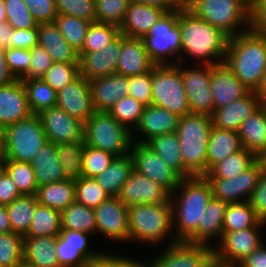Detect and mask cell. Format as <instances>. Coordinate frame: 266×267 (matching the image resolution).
I'll return each mask as SVG.
<instances>
[{
    "label": "cell",
    "mask_w": 266,
    "mask_h": 267,
    "mask_svg": "<svg viewBox=\"0 0 266 267\" xmlns=\"http://www.w3.org/2000/svg\"><path fill=\"white\" fill-rule=\"evenodd\" d=\"M177 24L180 29V60L186 53L188 56L201 60L200 63L203 65L212 66L224 62L229 36L221 29L199 18L184 6L178 9Z\"/></svg>",
    "instance_id": "6da1fadb"
},
{
    "label": "cell",
    "mask_w": 266,
    "mask_h": 267,
    "mask_svg": "<svg viewBox=\"0 0 266 267\" xmlns=\"http://www.w3.org/2000/svg\"><path fill=\"white\" fill-rule=\"evenodd\" d=\"M212 197L211 186L204 176L181 180L170 200L175 241L196 243V229Z\"/></svg>",
    "instance_id": "7a4b0ae2"
},
{
    "label": "cell",
    "mask_w": 266,
    "mask_h": 267,
    "mask_svg": "<svg viewBox=\"0 0 266 267\" xmlns=\"http://www.w3.org/2000/svg\"><path fill=\"white\" fill-rule=\"evenodd\" d=\"M224 62L250 91L256 92L266 69V35L251 28L229 37Z\"/></svg>",
    "instance_id": "3957f363"
},
{
    "label": "cell",
    "mask_w": 266,
    "mask_h": 267,
    "mask_svg": "<svg viewBox=\"0 0 266 267\" xmlns=\"http://www.w3.org/2000/svg\"><path fill=\"white\" fill-rule=\"evenodd\" d=\"M212 126V117L208 115L190 112L180 117L176 133L183 168L191 176L207 173V144Z\"/></svg>",
    "instance_id": "277c9868"
},
{
    "label": "cell",
    "mask_w": 266,
    "mask_h": 267,
    "mask_svg": "<svg viewBox=\"0 0 266 267\" xmlns=\"http://www.w3.org/2000/svg\"><path fill=\"white\" fill-rule=\"evenodd\" d=\"M129 242L139 241L156 245L164 242L172 234L171 241H175L172 231L171 203L165 204H136L128 207Z\"/></svg>",
    "instance_id": "5b68a950"
},
{
    "label": "cell",
    "mask_w": 266,
    "mask_h": 267,
    "mask_svg": "<svg viewBox=\"0 0 266 267\" xmlns=\"http://www.w3.org/2000/svg\"><path fill=\"white\" fill-rule=\"evenodd\" d=\"M133 131L108 112H94L84 123V143L119 157L130 153Z\"/></svg>",
    "instance_id": "8992f818"
},
{
    "label": "cell",
    "mask_w": 266,
    "mask_h": 267,
    "mask_svg": "<svg viewBox=\"0 0 266 267\" xmlns=\"http://www.w3.org/2000/svg\"><path fill=\"white\" fill-rule=\"evenodd\" d=\"M188 8L229 37L251 29V11L240 0H194Z\"/></svg>",
    "instance_id": "52a82bcc"
},
{
    "label": "cell",
    "mask_w": 266,
    "mask_h": 267,
    "mask_svg": "<svg viewBox=\"0 0 266 267\" xmlns=\"http://www.w3.org/2000/svg\"><path fill=\"white\" fill-rule=\"evenodd\" d=\"M7 160L30 163L48 141L37 114L3 129Z\"/></svg>",
    "instance_id": "ba28073f"
},
{
    "label": "cell",
    "mask_w": 266,
    "mask_h": 267,
    "mask_svg": "<svg viewBox=\"0 0 266 267\" xmlns=\"http://www.w3.org/2000/svg\"><path fill=\"white\" fill-rule=\"evenodd\" d=\"M179 64L156 65L152 69L151 105L184 116L190 113V108Z\"/></svg>",
    "instance_id": "9c48e42d"
},
{
    "label": "cell",
    "mask_w": 266,
    "mask_h": 267,
    "mask_svg": "<svg viewBox=\"0 0 266 267\" xmlns=\"http://www.w3.org/2000/svg\"><path fill=\"white\" fill-rule=\"evenodd\" d=\"M178 10L165 13L161 19L152 25L143 38L146 51L156 65H175L181 59L180 29ZM178 57L174 62L167 57ZM176 61V62H175Z\"/></svg>",
    "instance_id": "30bf717a"
},
{
    "label": "cell",
    "mask_w": 266,
    "mask_h": 267,
    "mask_svg": "<svg viewBox=\"0 0 266 267\" xmlns=\"http://www.w3.org/2000/svg\"><path fill=\"white\" fill-rule=\"evenodd\" d=\"M266 223L261 221L256 227L235 232H223L219 247H213L214 263L220 267H236L242 260L260 247L263 240L260 228Z\"/></svg>",
    "instance_id": "8fae6325"
},
{
    "label": "cell",
    "mask_w": 266,
    "mask_h": 267,
    "mask_svg": "<svg viewBox=\"0 0 266 267\" xmlns=\"http://www.w3.org/2000/svg\"><path fill=\"white\" fill-rule=\"evenodd\" d=\"M166 250L155 259L149 260L147 267H214L213 246L169 241ZM150 262V263H149Z\"/></svg>",
    "instance_id": "7c38bea8"
},
{
    "label": "cell",
    "mask_w": 266,
    "mask_h": 267,
    "mask_svg": "<svg viewBox=\"0 0 266 267\" xmlns=\"http://www.w3.org/2000/svg\"><path fill=\"white\" fill-rule=\"evenodd\" d=\"M265 166L263 158H258L249 168L235 177L229 179H207L211 186L213 197L227 203L249 201Z\"/></svg>",
    "instance_id": "4fadbf2b"
},
{
    "label": "cell",
    "mask_w": 266,
    "mask_h": 267,
    "mask_svg": "<svg viewBox=\"0 0 266 267\" xmlns=\"http://www.w3.org/2000/svg\"><path fill=\"white\" fill-rule=\"evenodd\" d=\"M130 155L133 160V170L160 184L171 194L178 187L183 177L149 146L133 142Z\"/></svg>",
    "instance_id": "5bb4252c"
},
{
    "label": "cell",
    "mask_w": 266,
    "mask_h": 267,
    "mask_svg": "<svg viewBox=\"0 0 266 267\" xmlns=\"http://www.w3.org/2000/svg\"><path fill=\"white\" fill-rule=\"evenodd\" d=\"M204 66V68H203ZM180 72L185 86L191 113L212 116L214 102L211 92V66L202 65V68H184Z\"/></svg>",
    "instance_id": "9a60e30c"
},
{
    "label": "cell",
    "mask_w": 266,
    "mask_h": 267,
    "mask_svg": "<svg viewBox=\"0 0 266 267\" xmlns=\"http://www.w3.org/2000/svg\"><path fill=\"white\" fill-rule=\"evenodd\" d=\"M49 142L57 144L84 141V123L57 106L37 114Z\"/></svg>",
    "instance_id": "2e32d148"
},
{
    "label": "cell",
    "mask_w": 266,
    "mask_h": 267,
    "mask_svg": "<svg viewBox=\"0 0 266 267\" xmlns=\"http://www.w3.org/2000/svg\"><path fill=\"white\" fill-rule=\"evenodd\" d=\"M89 235L78 230H61L54 248L61 267H87L97 257L100 252L88 247Z\"/></svg>",
    "instance_id": "e0dca14e"
},
{
    "label": "cell",
    "mask_w": 266,
    "mask_h": 267,
    "mask_svg": "<svg viewBox=\"0 0 266 267\" xmlns=\"http://www.w3.org/2000/svg\"><path fill=\"white\" fill-rule=\"evenodd\" d=\"M94 211L97 232L117 242L129 241L128 207L117 196H109Z\"/></svg>",
    "instance_id": "ac0fdd59"
},
{
    "label": "cell",
    "mask_w": 266,
    "mask_h": 267,
    "mask_svg": "<svg viewBox=\"0 0 266 267\" xmlns=\"http://www.w3.org/2000/svg\"><path fill=\"white\" fill-rule=\"evenodd\" d=\"M117 197L130 207L136 204L170 203L171 193L160 184L133 170Z\"/></svg>",
    "instance_id": "d6986e66"
},
{
    "label": "cell",
    "mask_w": 266,
    "mask_h": 267,
    "mask_svg": "<svg viewBox=\"0 0 266 267\" xmlns=\"http://www.w3.org/2000/svg\"><path fill=\"white\" fill-rule=\"evenodd\" d=\"M121 50V33L100 51L78 52L79 73L87 80L106 77L117 72Z\"/></svg>",
    "instance_id": "ffe728a7"
},
{
    "label": "cell",
    "mask_w": 266,
    "mask_h": 267,
    "mask_svg": "<svg viewBox=\"0 0 266 267\" xmlns=\"http://www.w3.org/2000/svg\"><path fill=\"white\" fill-rule=\"evenodd\" d=\"M58 108L63 109L72 117L85 123L89 117L95 112L89 80L79 75L71 83L63 87L57 92Z\"/></svg>",
    "instance_id": "44dd1931"
},
{
    "label": "cell",
    "mask_w": 266,
    "mask_h": 267,
    "mask_svg": "<svg viewBox=\"0 0 266 267\" xmlns=\"http://www.w3.org/2000/svg\"><path fill=\"white\" fill-rule=\"evenodd\" d=\"M211 92L214 110L246 96L250 90L235 76L225 62L211 66Z\"/></svg>",
    "instance_id": "7402d4cb"
},
{
    "label": "cell",
    "mask_w": 266,
    "mask_h": 267,
    "mask_svg": "<svg viewBox=\"0 0 266 267\" xmlns=\"http://www.w3.org/2000/svg\"><path fill=\"white\" fill-rule=\"evenodd\" d=\"M31 115L26 89L21 79L0 86V129Z\"/></svg>",
    "instance_id": "603a6c76"
},
{
    "label": "cell",
    "mask_w": 266,
    "mask_h": 267,
    "mask_svg": "<svg viewBox=\"0 0 266 267\" xmlns=\"http://www.w3.org/2000/svg\"><path fill=\"white\" fill-rule=\"evenodd\" d=\"M129 77L113 74L89 80L94 110L108 112L121 98L128 96Z\"/></svg>",
    "instance_id": "cb8c5ba5"
},
{
    "label": "cell",
    "mask_w": 266,
    "mask_h": 267,
    "mask_svg": "<svg viewBox=\"0 0 266 267\" xmlns=\"http://www.w3.org/2000/svg\"><path fill=\"white\" fill-rule=\"evenodd\" d=\"M156 64L146 51L143 39L128 38L121 33V50L118 57L117 74L137 76L152 70Z\"/></svg>",
    "instance_id": "d4e9b609"
},
{
    "label": "cell",
    "mask_w": 266,
    "mask_h": 267,
    "mask_svg": "<svg viewBox=\"0 0 266 267\" xmlns=\"http://www.w3.org/2000/svg\"><path fill=\"white\" fill-rule=\"evenodd\" d=\"M260 107V97L250 91L246 96L231 102L228 106L214 110L212 124L214 127L239 132L241 123Z\"/></svg>",
    "instance_id": "484cf974"
},
{
    "label": "cell",
    "mask_w": 266,
    "mask_h": 267,
    "mask_svg": "<svg viewBox=\"0 0 266 267\" xmlns=\"http://www.w3.org/2000/svg\"><path fill=\"white\" fill-rule=\"evenodd\" d=\"M180 117L178 114L156 105L145 106L140 122L136 126V130L138 129L145 138L140 140L138 138L133 142L146 144L156 136L175 133Z\"/></svg>",
    "instance_id": "4316f807"
},
{
    "label": "cell",
    "mask_w": 266,
    "mask_h": 267,
    "mask_svg": "<svg viewBox=\"0 0 266 267\" xmlns=\"http://www.w3.org/2000/svg\"><path fill=\"white\" fill-rule=\"evenodd\" d=\"M166 12L156 7L130 2L120 33L128 38L143 39L152 25L157 23Z\"/></svg>",
    "instance_id": "83f0119b"
},
{
    "label": "cell",
    "mask_w": 266,
    "mask_h": 267,
    "mask_svg": "<svg viewBox=\"0 0 266 267\" xmlns=\"http://www.w3.org/2000/svg\"><path fill=\"white\" fill-rule=\"evenodd\" d=\"M38 45L55 63H79L78 51L65 40L55 22L38 24Z\"/></svg>",
    "instance_id": "f1b7e54d"
},
{
    "label": "cell",
    "mask_w": 266,
    "mask_h": 267,
    "mask_svg": "<svg viewBox=\"0 0 266 267\" xmlns=\"http://www.w3.org/2000/svg\"><path fill=\"white\" fill-rule=\"evenodd\" d=\"M30 165L34 170L37 186L67 179L57 155V145L47 141Z\"/></svg>",
    "instance_id": "f546056e"
},
{
    "label": "cell",
    "mask_w": 266,
    "mask_h": 267,
    "mask_svg": "<svg viewBox=\"0 0 266 267\" xmlns=\"http://www.w3.org/2000/svg\"><path fill=\"white\" fill-rule=\"evenodd\" d=\"M238 135L243 148L257 158L266 155V114L261 106L241 123Z\"/></svg>",
    "instance_id": "4dcf8cb0"
},
{
    "label": "cell",
    "mask_w": 266,
    "mask_h": 267,
    "mask_svg": "<svg viewBox=\"0 0 266 267\" xmlns=\"http://www.w3.org/2000/svg\"><path fill=\"white\" fill-rule=\"evenodd\" d=\"M57 236L23 237V264L30 267H61L55 254Z\"/></svg>",
    "instance_id": "1f68e13d"
},
{
    "label": "cell",
    "mask_w": 266,
    "mask_h": 267,
    "mask_svg": "<svg viewBox=\"0 0 266 267\" xmlns=\"http://www.w3.org/2000/svg\"><path fill=\"white\" fill-rule=\"evenodd\" d=\"M242 149L243 146L237 132L212 126L207 144V172L229 155Z\"/></svg>",
    "instance_id": "d6a6232c"
},
{
    "label": "cell",
    "mask_w": 266,
    "mask_h": 267,
    "mask_svg": "<svg viewBox=\"0 0 266 267\" xmlns=\"http://www.w3.org/2000/svg\"><path fill=\"white\" fill-rule=\"evenodd\" d=\"M228 203L212 197L205 208L202 222L196 229V244L209 245L211 239L222 237L223 222Z\"/></svg>",
    "instance_id": "836d02e7"
},
{
    "label": "cell",
    "mask_w": 266,
    "mask_h": 267,
    "mask_svg": "<svg viewBox=\"0 0 266 267\" xmlns=\"http://www.w3.org/2000/svg\"><path fill=\"white\" fill-rule=\"evenodd\" d=\"M36 198L39 204L61 212L75 202V179L38 186Z\"/></svg>",
    "instance_id": "e575fe53"
},
{
    "label": "cell",
    "mask_w": 266,
    "mask_h": 267,
    "mask_svg": "<svg viewBox=\"0 0 266 267\" xmlns=\"http://www.w3.org/2000/svg\"><path fill=\"white\" fill-rule=\"evenodd\" d=\"M132 171L133 160L129 153L115 157L111 164L95 177V180L109 196H118Z\"/></svg>",
    "instance_id": "d590c367"
},
{
    "label": "cell",
    "mask_w": 266,
    "mask_h": 267,
    "mask_svg": "<svg viewBox=\"0 0 266 267\" xmlns=\"http://www.w3.org/2000/svg\"><path fill=\"white\" fill-rule=\"evenodd\" d=\"M161 159L175 169L183 178L192 177L183 168L180 144L177 133L156 136L146 143Z\"/></svg>",
    "instance_id": "8d00e7d4"
},
{
    "label": "cell",
    "mask_w": 266,
    "mask_h": 267,
    "mask_svg": "<svg viewBox=\"0 0 266 267\" xmlns=\"http://www.w3.org/2000/svg\"><path fill=\"white\" fill-rule=\"evenodd\" d=\"M61 228L78 230L87 234L97 232L94 208L87 207L76 201L61 211Z\"/></svg>",
    "instance_id": "74e56055"
},
{
    "label": "cell",
    "mask_w": 266,
    "mask_h": 267,
    "mask_svg": "<svg viewBox=\"0 0 266 267\" xmlns=\"http://www.w3.org/2000/svg\"><path fill=\"white\" fill-rule=\"evenodd\" d=\"M36 204V195H21L6 206L12 232L26 235L34 217Z\"/></svg>",
    "instance_id": "f35d334b"
},
{
    "label": "cell",
    "mask_w": 266,
    "mask_h": 267,
    "mask_svg": "<svg viewBox=\"0 0 266 267\" xmlns=\"http://www.w3.org/2000/svg\"><path fill=\"white\" fill-rule=\"evenodd\" d=\"M257 159L252 152L243 148L214 165L204 177L206 179H229L235 177L249 168Z\"/></svg>",
    "instance_id": "ab89813d"
},
{
    "label": "cell",
    "mask_w": 266,
    "mask_h": 267,
    "mask_svg": "<svg viewBox=\"0 0 266 267\" xmlns=\"http://www.w3.org/2000/svg\"><path fill=\"white\" fill-rule=\"evenodd\" d=\"M61 230V212L37 202L31 226L23 237L58 236Z\"/></svg>",
    "instance_id": "60d3db41"
},
{
    "label": "cell",
    "mask_w": 266,
    "mask_h": 267,
    "mask_svg": "<svg viewBox=\"0 0 266 267\" xmlns=\"http://www.w3.org/2000/svg\"><path fill=\"white\" fill-rule=\"evenodd\" d=\"M27 93L28 105L32 114L57 105V92L42 78L21 79Z\"/></svg>",
    "instance_id": "b9f144b4"
},
{
    "label": "cell",
    "mask_w": 266,
    "mask_h": 267,
    "mask_svg": "<svg viewBox=\"0 0 266 267\" xmlns=\"http://www.w3.org/2000/svg\"><path fill=\"white\" fill-rule=\"evenodd\" d=\"M261 220L248 201L228 203L223 222V232H235L256 227Z\"/></svg>",
    "instance_id": "7bdbcfd3"
},
{
    "label": "cell",
    "mask_w": 266,
    "mask_h": 267,
    "mask_svg": "<svg viewBox=\"0 0 266 267\" xmlns=\"http://www.w3.org/2000/svg\"><path fill=\"white\" fill-rule=\"evenodd\" d=\"M54 22L69 45L79 52L91 22L64 14H58Z\"/></svg>",
    "instance_id": "ee69618b"
},
{
    "label": "cell",
    "mask_w": 266,
    "mask_h": 267,
    "mask_svg": "<svg viewBox=\"0 0 266 267\" xmlns=\"http://www.w3.org/2000/svg\"><path fill=\"white\" fill-rule=\"evenodd\" d=\"M84 141L57 144V155L65 175L69 179H77L83 172Z\"/></svg>",
    "instance_id": "f6af8a7d"
},
{
    "label": "cell",
    "mask_w": 266,
    "mask_h": 267,
    "mask_svg": "<svg viewBox=\"0 0 266 267\" xmlns=\"http://www.w3.org/2000/svg\"><path fill=\"white\" fill-rule=\"evenodd\" d=\"M4 171L16 183L22 195H36L37 181L34 170L29 163L6 160Z\"/></svg>",
    "instance_id": "bcb514c9"
},
{
    "label": "cell",
    "mask_w": 266,
    "mask_h": 267,
    "mask_svg": "<svg viewBox=\"0 0 266 267\" xmlns=\"http://www.w3.org/2000/svg\"><path fill=\"white\" fill-rule=\"evenodd\" d=\"M120 34L117 26L102 23L91 22L83 44L79 52L101 51L105 45L114 40Z\"/></svg>",
    "instance_id": "7dc6e473"
},
{
    "label": "cell",
    "mask_w": 266,
    "mask_h": 267,
    "mask_svg": "<svg viewBox=\"0 0 266 267\" xmlns=\"http://www.w3.org/2000/svg\"><path fill=\"white\" fill-rule=\"evenodd\" d=\"M109 195L97 183L95 178L80 176L75 179V201L87 207L96 208Z\"/></svg>",
    "instance_id": "c3c4849f"
},
{
    "label": "cell",
    "mask_w": 266,
    "mask_h": 267,
    "mask_svg": "<svg viewBox=\"0 0 266 267\" xmlns=\"http://www.w3.org/2000/svg\"><path fill=\"white\" fill-rule=\"evenodd\" d=\"M23 236L14 232L0 234V267H19L23 263Z\"/></svg>",
    "instance_id": "681fc988"
},
{
    "label": "cell",
    "mask_w": 266,
    "mask_h": 267,
    "mask_svg": "<svg viewBox=\"0 0 266 267\" xmlns=\"http://www.w3.org/2000/svg\"><path fill=\"white\" fill-rule=\"evenodd\" d=\"M144 108L145 105L141 102L131 96H126L119 99L108 113L119 123L133 131L132 127H136L139 124ZM131 124H133L132 127L129 126Z\"/></svg>",
    "instance_id": "f907efd6"
},
{
    "label": "cell",
    "mask_w": 266,
    "mask_h": 267,
    "mask_svg": "<svg viewBox=\"0 0 266 267\" xmlns=\"http://www.w3.org/2000/svg\"><path fill=\"white\" fill-rule=\"evenodd\" d=\"M131 0H95L96 22L121 27Z\"/></svg>",
    "instance_id": "816d5d0a"
},
{
    "label": "cell",
    "mask_w": 266,
    "mask_h": 267,
    "mask_svg": "<svg viewBox=\"0 0 266 267\" xmlns=\"http://www.w3.org/2000/svg\"><path fill=\"white\" fill-rule=\"evenodd\" d=\"M115 157L109 152L93 148L84 143L83 172L81 176L95 178L111 164Z\"/></svg>",
    "instance_id": "f5cc1de1"
},
{
    "label": "cell",
    "mask_w": 266,
    "mask_h": 267,
    "mask_svg": "<svg viewBox=\"0 0 266 267\" xmlns=\"http://www.w3.org/2000/svg\"><path fill=\"white\" fill-rule=\"evenodd\" d=\"M79 73V63H53L42 79L56 92L75 80Z\"/></svg>",
    "instance_id": "db71d44e"
},
{
    "label": "cell",
    "mask_w": 266,
    "mask_h": 267,
    "mask_svg": "<svg viewBox=\"0 0 266 267\" xmlns=\"http://www.w3.org/2000/svg\"><path fill=\"white\" fill-rule=\"evenodd\" d=\"M6 22L13 29H29L38 26L23 0H4Z\"/></svg>",
    "instance_id": "11a10c76"
},
{
    "label": "cell",
    "mask_w": 266,
    "mask_h": 267,
    "mask_svg": "<svg viewBox=\"0 0 266 267\" xmlns=\"http://www.w3.org/2000/svg\"><path fill=\"white\" fill-rule=\"evenodd\" d=\"M58 14L96 22L95 0H54Z\"/></svg>",
    "instance_id": "9f6ffc18"
},
{
    "label": "cell",
    "mask_w": 266,
    "mask_h": 267,
    "mask_svg": "<svg viewBox=\"0 0 266 267\" xmlns=\"http://www.w3.org/2000/svg\"><path fill=\"white\" fill-rule=\"evenodd\" d=\"M128 96L133 97L143 105H151L152 101V70L129 77Z\"/></svg>",
    "instance_id": "6f0895ef"
},
{
    "label": "cell",
    "mask_w": 266,
    "mask_h": 267,
    "mask_svg": "<svg viewBox=\"0 0 266 267\" xmlns=\"http://www.w3.org/2000/svg\"><path fill=\"white\" fill-rule=\"evenodd\" d=\"M6 63L15 79H21L29 70L30 49L10 48L5 50Z\"/></svg>",
    "instance_id": "680465c9"
},
{
    "label": "cell",
    "mask_w": 266,
    "mask_h": 267,
    "mask_svg": "<svg viewBox=\"0 0 266 267\" xmlns=\"http://www.w3.org/2000/svg\"><path fill=\"white\" fill-rule=\"evenodd\" d=\"M31 58L28 72L21 79L42 78L48 68L54 63L50 54L37 45L30 49Z\"/></svg>",
    "instance_id": "91938a15"
},
{
    "label": "cell",
    "mask_w": 266,
    "mask_h": 267,
    "mask_svg": "<svg viewBox=\"0 0 266 267\" xmlns=\"http://www.w3.org/2000/svg\"><path fill=\"white\" fill-rule=\"evenodd\" d=\"M37 24L53 23L58 15L54 0H23Z\"/></svg>",
    "instance_id": "94428289"
},
{
    "label": "cell",
    "mask_w": 266,
    "mask_h": 267,
    "mask_svg": "<svg viewBox=\"0 0 266 267\" xmlns=\"http://www.w3.org/2000/svg\"><path fill=\"white\" fill-rule=\"evenodd\" d=\"M148 262H140L122 255L100 252L87 267H147Z\"/></svg>",
    "instance_id": "6125c7cd"
},
{
    "label": "cell",
    "mask_w": 266,
    "mask_h": 267,
    "mask_svg": "<svg viewBox=\"0 0 266 267\" xmlns=\"http://www.w3.org/2000/svg\"><path fill=\"white\" fill-rule=\"evenodd\" d=\"M248 202L254 208L258 218L266 223V166Z\"/></svg>",
    "instance_id": "be15d7a7"
},
{
    "label": "cell",
    "mask_w": 266,
    "mask_h": 267,
    "mask_svg": "<svg viewBox=\"0 0 266 267\" xmlns=\"http://www.w3.org/2000/svg\"><path fill=\"white\" fill-rule=\"evenodd\" d=\"M11 48L32 49L38 45V26L29 29H13L10 38Z\"/></svg>",
    "instance_id": "e7e4bbea"
},
{
    "label": "cell",
    "mask_w": 266,
    "mask_h": 267,
    "mask_svg": "<svg viewBox=\"0 0 266 267\" xmlns=\"http://www.w3.org/2000/svg\"><path fill=\"white\" fill-rule=\"evenodd\" d=\"M21 195L16 183L3 171L0 175V205L7 206Z\"/></svg>",
    "instance_id": "03108f58"
},
{
    "label": "cell",
    "mask_w": 266,
    "mask_h": 267,
    "mask_svg": "<svg viewBox=\"0 0 266 267\" xmlns=\"http://www.w3.org/2000/svg\"><path fill=\"white\" fill-rule=\"evenodd\" d=\"M251 28L266 35V0H261L251 12Z\"/></svg>",
    "instance_id": "003e7915"
},
{
    "label": "cell",
    "mask_w": 266,
    "mask_h": 267,
    "mask_svg": "<svg viewBox=\"0 0 266 267\" xmlns=\"http://www.w3.org/2000/svg\"><path fill=\"white\" fill-rule=\"evenodd\" d=\"M236 267H266V247L264 243L242 260Z\"/></svg>",
    "instance_id": "a7ac6f4b"
},
{
    "label": "cell",
    "mask_w": 266,
    "mask_h": 267,
    "mask_svg": "<svg viewBox=\"0 0 266 267\" xmlns=\"http://www.w3.org/2000/svg\"><path fill=\"white\" fill-rule=\"evenodd\" d=\"M135 3H141L144 5L156 7L163 11L173 12L181 7L180 0H131Z\"/></svg>",
    "instance_id": "89a4df30"
},
{
    "label": "cell",
    "mask_w": 266,
    "mask_h": 267,
    "mask_svg": "<svg viewBox=\"0 0 266 267\" xmlns=\"http://www.w3.org/2000/svg\"><path fill=\"white\" fill-rule=\"evenodd\" d=\"M15 80L6 63L5 49L0 48V86L11 84Z\"/></svg>",
    "instance_id": "2644e50d"
},
{
    "label": "cell",
    "mask_w": 266,
    "mask_h": 267,
    "mask_svg": "<svg viewBox=\"0 0 266 267\" xmlns=\"http://www.w3.org/2000/svg\"><path fill=\"white\" fill-rule=\"evenodd\" d=\"M12 27L6 22L3 21L0 23V48L10 49L11 48V38Z\"/></svg>",
    "instance_id": "8c879c8a"
},
{
    "label": "cell",
    "mask_w": 266,
    "mask_h": 267,
    "mask_svg": "<svg viewBox=\"0 0 266 267\" xmlns=\"http://www.w3.org/2000/svg\"><path fill=\"white\" fill-rule=\"evenodd\" d=\"M12 232L10 218L6 206L0 205V234Z\"/></svg>",
    "instance_id": "753ad0ef"
},
{
    "label": "cell",
    "mask_w": 266,
    "mask_h": 267,
    "mask_svg": "<svg viewBox=\"0 0 266 267\" xmlns=\"http://www.w3.org/2000/svg\"><path fill=\"white\" fill-rule=\"evenodd\" d=\"M7 160L6 148H5V139L3 130L0 129V163H5Z\"/></svg>",
    "instance_id": "34e18365"
},
{
    "label": "cell",
    "mask_w": 266,
    "mask_h": 267,
    "mask_svg": "<svg viewBox=\"0 0 266 267\" xmlns=\"http://www.w3.org/2000/svg\"><path fill=\"white\" fill-rule=\"evenodd\" d=\"M256 93L259 95L260 98L266 96V69H265V73H264L262 82H261L258 90L256 91Z\"/></svg>",
    "instance_id": "11e5206c"
},
{
    "label": "cell",
    "mask_w": 266,
    "mask_h": 267,
    "mask_svg": "<svg viewBox=\"0 0 266 267\" xmlns=\"http://www.w3.org/2000/svg\"><path fill=\"white\" fill-rule=\"evenodd\" d=\"M251 12L259 5L260 0H240Z\"/></svg>",
    "instance_id": "2a66077c"
},
{
    "label": "cell",
    "mask_w": 266,
    "mask_h": 267,
    "mask_svg": "<svg viewBox=\"0 0 266 267\" xmlns=\"http://www.w3.org/2000/svg\"><path fill=\"white\" fill-rule=\"evenodd\" d=\"M6 21V14L4 8V0H0V23Z\"/></svg>",
    "instance_id": "b9fcfbb0"
},
{
    "label": "cell",
    "mask_w": 266,
    "mask_h": 267,
    "mask_svg": "<svg viewBox=\"0 0 266 267\" xmlns=\"http://www.w3.org/2000/svg\"><path fill=\"white\" fill-rule=\"evenodd\" d=\"M260 106L266 114V96L260 98Z\"/></svg>",
    "instance_id": "09005b40"
},
{
    "label": "cell",
    "mask_w": 266,
    "mask_h": 267,
    "mask_svg": "<svg viewBox=\"0 0 266 267\" xmlns=\"http://www.w3.org/2000/svg\"><path fill=\"white\" fill-rule=\"evenodd\" d=\"M194 0H180L181 6L188 7Z\"/></svg>",
    "instance_id": "979ff035"
},
{
    "label": "cell",
    "mask_w": 266,
    "mask_h": 267,
    "mask_svg": "<svg viewBox=\"0 0 266 267\" xmlns=\"http://www.w3.org/2000/svg\"><path fill=\"white\" fill-rule=\"evenodd\" d=\"M4 171V163H0V175Z\"/></svg>",
    "instance_id": "deb4b68c"
},
{
    "label": "cell",
    "mask_w": 266,
    "mask_h": 267,
    "mask_svg": "<svg viewBox=\"0 0 266 267\" xmlns=\"http://www.w3.org/2000/svg\"><path fill=\"white\" fill-rule=\"evenodd\" d=\"M19 267H30V266L25 265V264L22 263Z\"/></svg>",
    "instance_id": "67dfc351"
},
{
    "label": "cell",
    "mask_w": 266,
    "mask_h": 267,
    "mask_svg": "<svg viewBox=\"0 0 266 267\" xmlns=\"http://www.w3.org/2000/svg\"><path fill=\"white\" fill-rule=\"evenodd\" d=\"M263 160H264V162H265V164H266V155L263 157Z\"/></svg>",
    "instance_id": "b62a3aed"
}]
</instances>
